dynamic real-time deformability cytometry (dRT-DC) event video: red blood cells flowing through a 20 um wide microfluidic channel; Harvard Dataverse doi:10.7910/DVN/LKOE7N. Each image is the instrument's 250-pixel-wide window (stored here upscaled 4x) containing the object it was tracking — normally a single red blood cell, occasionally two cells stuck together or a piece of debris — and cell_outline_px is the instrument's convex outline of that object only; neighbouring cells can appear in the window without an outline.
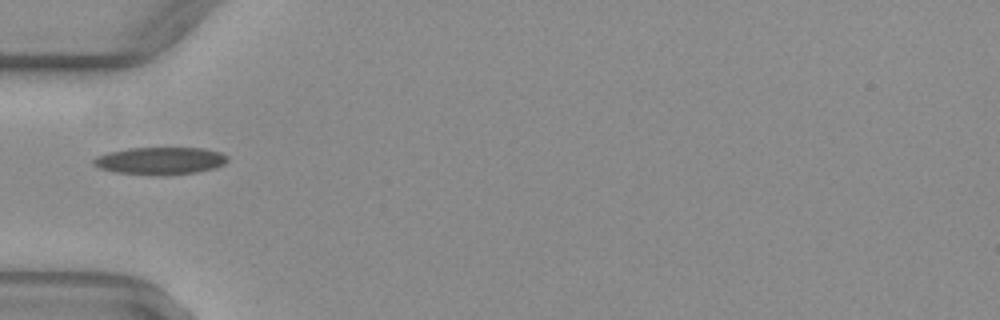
{"species": "common noctule bat (a hibernating species)", "species_latin": "Nyctalus noctula", "temperature_condition": "warm", "stored_images_in_passage": 35, "camera_frame_rate_fps": 3000, "um_per_image_px": 0.085, "animal": {"sex": "female", "body_mass_g": 29.2, "forearm_length_mm": 56.3}, "frame": {"image": 1, "passage_image": 1, "time_ms": 0.0, "image_size_px": [1000, 320], "cell_outline_px": [[228, 160], [224, 164], [216, 168], [196, 172], [160, 176], [156, 176], [116, 172], [100, 168], [92, 164], [92, 160], [96, 156], [108, 152], [128, 148], [204, 148], [220, 152], [228, 156]], "centroid_in_image_um": [13.62, 13.67], "position_along_channel_um": 71.4, "area_um2": 21.62}}
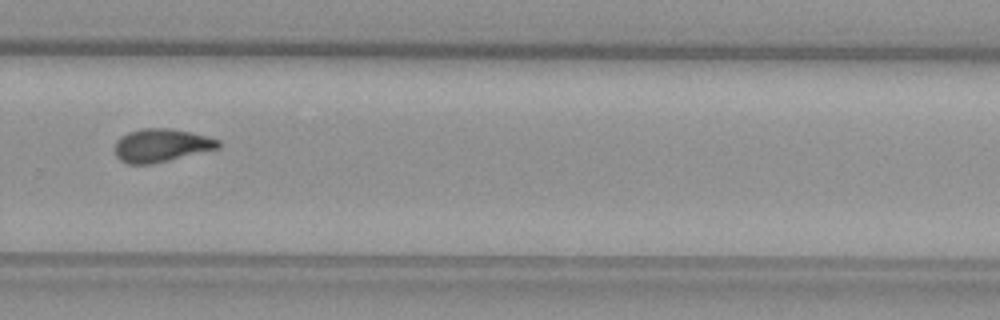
{"frame": {"image": 2, "passage_image": 19, "time_ms": 6.0, "image_size_px": [1000, 320], "cell_outline_px": [[220, 148], [152, 164], [128, 164], [120, 160], [116, 156], [116, 140], [120, 136], [128, 132], [140, 128], [168, 128], [208, 136], [220, 140]], "centroid_in_image_um": [13.7, 12.35], "position_along_channel_um": 316.1, "area_um2": 20.0}}
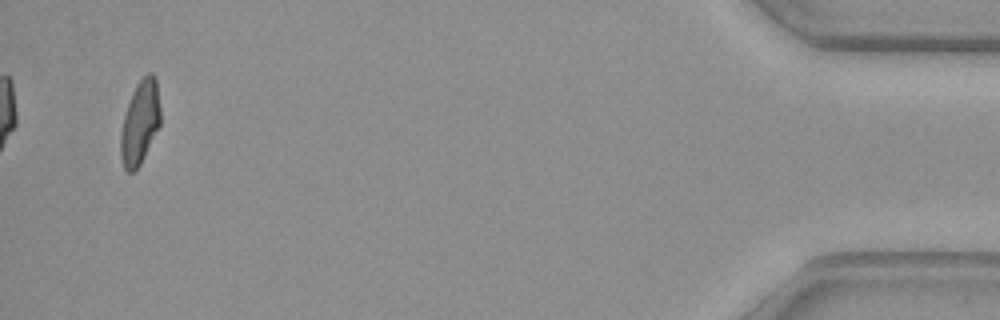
{"frame": {"image": 3, "passage_image": 33, "time_ms": 10.667, "image_size_px": [1000, 320], "cell_outline_px": [[160, 124], [140, 164], [132, 172], [128, 172], [124, 168], [120, 156], [120, 132], [124, 116], [132, 92], [136, 84], [148, 72], [152, 72], [156, 76], [160, 108]], "centroid_in_image_um": [11.89, 10.38], "position_along_channel_um": 423.3, "area_um2": 19.31}, "authors_computed_cell_mechanics": {"area_um2": 19.941, "velocity_mm_per_s": 4.0794, "shape_relaxation_time_tau1_ms": null, "shape_relaxation_time_tau2_ms": 3.0601, "deformation_change_tau1": null, "deformation_change_tau2": 0.1015}}